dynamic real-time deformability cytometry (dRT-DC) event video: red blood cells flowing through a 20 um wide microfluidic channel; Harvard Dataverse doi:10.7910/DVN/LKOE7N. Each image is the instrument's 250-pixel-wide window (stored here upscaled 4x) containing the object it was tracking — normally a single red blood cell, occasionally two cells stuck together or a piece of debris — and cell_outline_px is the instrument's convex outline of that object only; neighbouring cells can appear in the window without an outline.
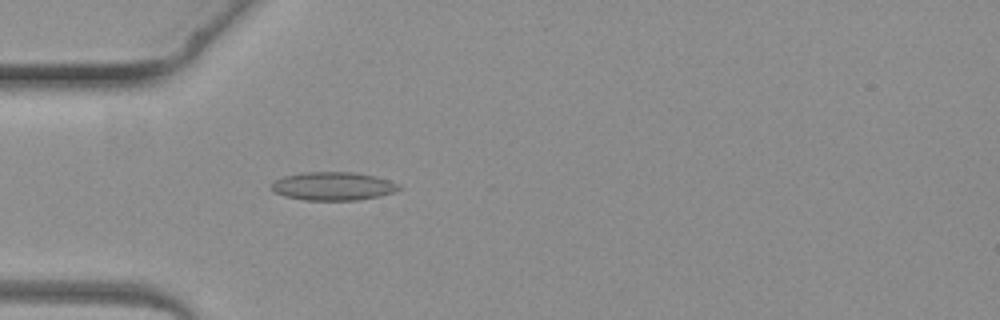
{"species": "common noctule bat (a hibernating species)", "species_latin": "Nyctalus noctula", "temperature_condition": "warm", "stored_images_in_passage": 3, "camera_frame_rate_fps": 3000, "um_per_image_px": 0.085, "animal": {"sex": "female", "body_mass_g": 19.3, "forearm_length_mm": 54.1}, "frame": {"image": 1, "passage_image": 3, "time_ms": 2.667, "image_size_px": [1000, 320], "cell_outline_px": [[404, 188], [396, 192], [380, 196], [356, 200], [304, 200], [284, 196], [272, 192], [272, 184], [276, 180], [284, 176], [304, 172], [352, 172], [376, 176], [400, 184]], "centroid_in_image_um": [28.35, 15.83], "position_along_channel_um": 56.6, "area_um2": 21.21}}